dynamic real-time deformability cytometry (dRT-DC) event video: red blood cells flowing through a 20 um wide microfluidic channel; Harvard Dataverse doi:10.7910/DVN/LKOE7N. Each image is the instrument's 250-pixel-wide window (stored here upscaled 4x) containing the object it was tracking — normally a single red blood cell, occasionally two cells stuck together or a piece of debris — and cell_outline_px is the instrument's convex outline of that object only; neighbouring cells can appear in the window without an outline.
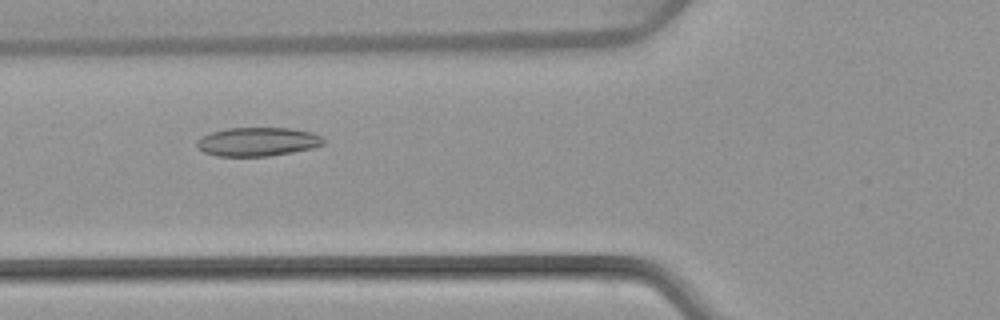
{"species": "common noctule bat (a hibernating species)", "species_latin": "Nyctalus noctula", "temperature_condition": "warm", "stored_images_in_passage": 5, "camera_frame_rate_fps": 3000, "um_per_image_px": 0.085, "animal": {"sex": "female", "body_mass_g": 22.7, "forearm_length_mm": 54.2}, "frame": {"image": 1, "passage_image": 4, "time_ms": 3.667, "image_size_px": [1000, 320], "cell_outline_px": [[324, 144], [312, 148], [292, 152], [268, 156], [216, 156], [204, 152], [196, 144], [196, 140], [212, 132], [228, 128], [292, 128], [312, 132], [320, 136], [324, 140]], "centroid_in_image_um": [21.91, 12.04], "position_along_channel_um": 103.9, "area_um2": 21.1}}
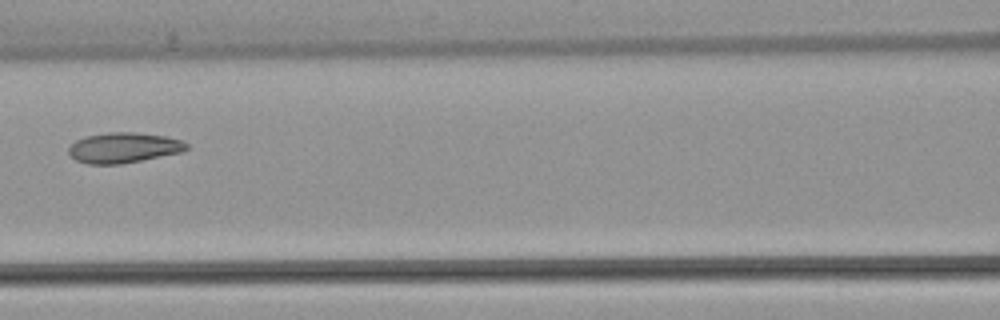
{"frame": {"image": 2, "passage_image": 5, "time_ms": 5.0, "image_size_px": [1000, 320], "cell_outline_px": [[188, 148], [180, 152], [120, 164], [88, 164], [76, 160], [68, 152], [68, 148], [76, 140], [88, 136], [108, 132], [136, 132], [164, 136], [184, 140], [188, 144]], "centroid_in_image_um": [10.51, 12.55], "position_along_channel_um": 156.1, "area_um2": 20.63}}